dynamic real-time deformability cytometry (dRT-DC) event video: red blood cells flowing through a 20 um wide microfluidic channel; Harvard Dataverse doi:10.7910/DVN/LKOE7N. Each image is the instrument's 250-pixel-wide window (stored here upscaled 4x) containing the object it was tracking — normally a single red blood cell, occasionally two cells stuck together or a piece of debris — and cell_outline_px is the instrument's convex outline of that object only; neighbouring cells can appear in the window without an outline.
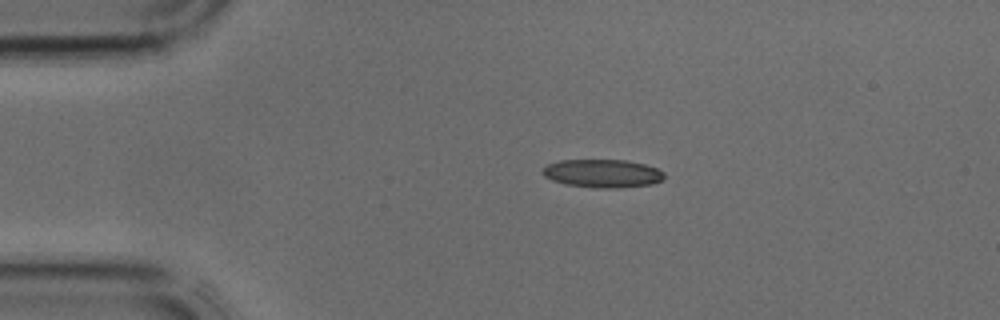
{"species": "common noctule bat (a hibernating species)", "species_latin": "Nyctalus noctula", "temperature_condition": "cold", "stored_images_in_passage": 2, "camera_frame_rate_fps": 3000, "um_per_image_px": 0.085, "animal": {"sex": "male", "body_mass_g": 17.9, "forearm_length_mm": 54.2}, "frame": {"image": 1, "passage_image": 1, "time_ms": 0.0, "image_size_px": [1000, 320], "cell_outline_px": [[664, 180], [652, 184], [620, 188], [596, 188], [564, 184], [552, 180], [544, 176], [540, 172], [548, 164], [560, 160], [628, 160], [644, 164], [656, 168], [664, 172]], "centroid_in_image_um": [51.22, 14.75], "position_along_channel_um": 33.8, "area_um2": 20.17}}